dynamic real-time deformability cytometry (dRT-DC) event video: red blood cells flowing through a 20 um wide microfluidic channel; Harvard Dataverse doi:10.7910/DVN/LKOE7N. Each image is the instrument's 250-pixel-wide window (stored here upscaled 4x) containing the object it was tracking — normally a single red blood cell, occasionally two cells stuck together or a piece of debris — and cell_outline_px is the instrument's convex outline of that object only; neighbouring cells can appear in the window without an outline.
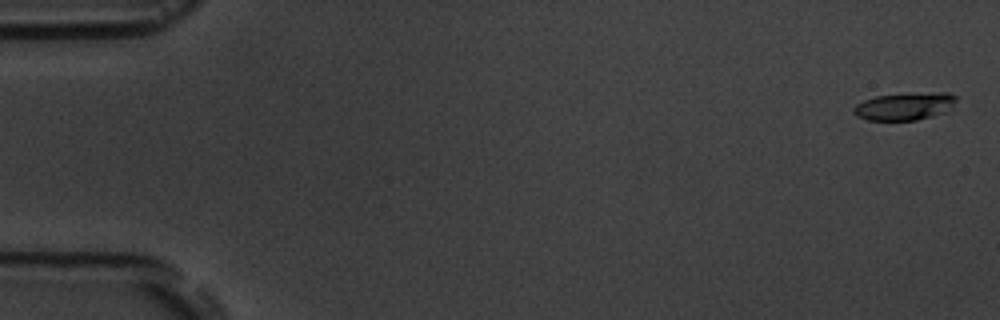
{"species": "common noctule bat (a hibernating species)", "species_latin": "Nyctalus noctula", "temperature_condition": "room temperature", "stored_images_in_passage": 6, "camera_frame_rate_fps": 3000, "um_per_image_px": 0.085, "animal": {"sex": "male", "body_mass_g": 19.5, "forearm_length_mm": 54.6}, "frame": {"image": 1, "passage_image": 1, "time_ms": 0.0, "image_size_px": [1000, 320], "cell_outline_px": [[956, 100], [944, 112], [932, 116], [916, 120], [868, 120], [856, 116], [852, 112], [852, 108], [856, 104], [864, 100], [876, 96], [940, 92], [948, 92], [956, 96]], "centroid_in_image_um": [76.84, 9.04], "position_along_channel_um": 8.2, "area_um2": 16.18}}
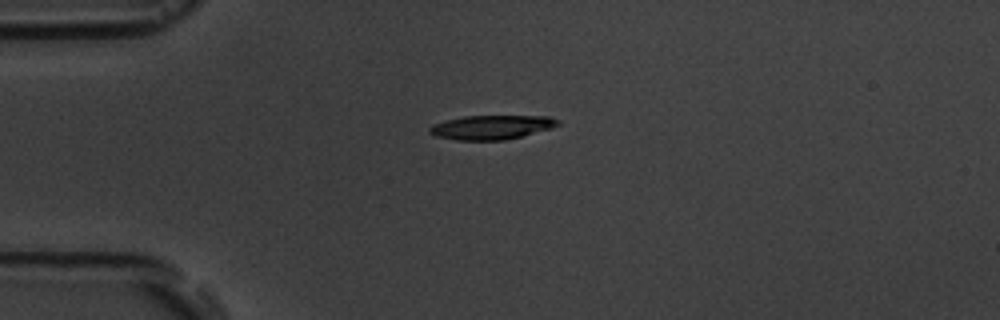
{"frame": {"image": 2, "passage_image": 4, "time_ms": 4.333, "image_size_px": [1000, 320], "cell_outline_px": [[560, 124], [552, 128], [504, 140], [456, 140], [436, 136], [428, 132], [428, 128], [432, 124], [464, 116], [548, 116], [560, 120]], "centroid_in_image_um": [41.77, 10.81], "position_along_channel_um": 43.2, "area_um2": 17.98}}
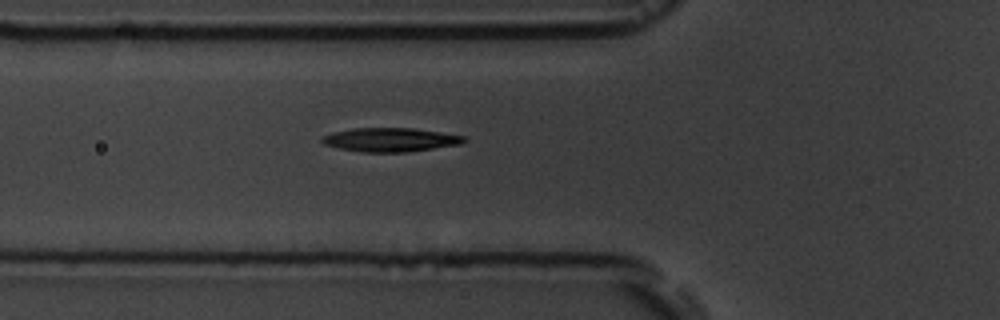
{"frame": {"image": 3, "passage_image": 6, "time_ms": 6.333, "image_size_px": [1000, 320], "cell_outline_px": [[468, 140], [460, 144], [404, 152], [360, 152], [340, 148], [324, 144], [320, 140], [320, 136], [332, 132], [352, 128], [412, 128], [468, 136]], "centroid_in_image_um": [33.16, 11.87], "position_along_channel_um": 92.6, "area_um2": 19.77}}